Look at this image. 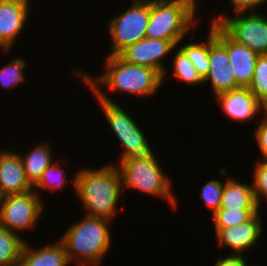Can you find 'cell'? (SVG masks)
<instances>
[{
    "instance_id": "cell-10",
    "label": "cell",
    "mask_w": 267,
    "mask_h": 266,
    "mask_svg": "<svg viewBox=\"0 0 267 266\" xmlns=\"http://www.w3.org/2000/svg\"><path fill=\"white\" fill-rule=\"evenodd\" d=\"M209 25V70L203 83L210 81L215 97L241 87L236 83L233 69L229 66L226 47L216 38V24L210 22Z\"/></svg>"
},
{
    "instance_id": "cell-6",
    "label": "cell",
    "mask_w": 267,
    "mask_h": 266,
    "mask_svg": "<svg viewBox=\"0 0 267 266\" xmlns=\"http://www.w3.org/2000/svg\"><path fill=\"white\" fill-rule=\"evenodd\" d=\"M92 96L97 99L102 113L111 131L115 134L117 142L121 143L123 152L119 155L118 162L125 161L130 158L144 157L151 154L153 149L149 144L147 136L143 129L140 128L138 122L130 115V112L116 103L107 91L90 90Z\"/></svg>"
},
{
    "instance_id": "cell-2",
    "label": "cell",
    "mask_w": 267,
    "mask_h": 266,
    "mask_svg": "<svg viewBox=\"0 0 267 266\" xmlns=\"http://www.w3.org/2000/svg\"><path fill=\"white\" fill-rule=\"evenodd\" d=\"M78 170L74 176V191L85 215L112 221L124 193L117 166L108 162L98 169L85 166Z\"/></svg>"
},
{
    "instance_id": "cell-13",
    "label": "cell",
    "mask_w": 267,
    "mask_h": 266,
    "mask_svg": "<svg viewBox=\"0 0 267 266\" xmlns=\"http://www.w3.org/2000/svg\"><path fill=\"white\" fill-rule=\"evenodd\" d=\"M259 211L243 224L232 225L222 229H215L218 247H229L231 255H244L250 248L256 246L263 234L262 215Z\"/></svg>"
},
{
    "instance_id": "cell-9",
    "label": "cell",
    "mask_w": 267,
    "mask_h": 266,
    "mask_svg": "<svg viewBox=\"0 0 267 266\" xmlns=\"http://www.w3.org/2000/svg\"><path fill=\"white\" fill-rule=\"evenodd\" d=\"M44 203L34 189L0 197V225L21 237L23 232L37 227Z\"/></svg>"
},
{
    "instance_id": "cell-31",
    "label": "cell",
    "mask_w": 267,
    "mask_h": 266,
    "mask_svg": "<svg viewBox=\"0 0 267 266\" xmlns=\"http://www.w3.org/2000/svg\"><path fill=\"white\" fill-rule=\"evenodd\" d=\"M214 266H252L253 264H248V260L244 255H225L220 256L215 260Z\"/></svg>"
},
{
    "instance_id": "cell-7",
    "label": "cell",
    "mask_w": 267,
    "mask_h": 266,
    "mask_svg": "<svg viewBox=\"0 0 267 266\" xmlns=\"http://www.w3.org/2000/svg\"><path fill=\"white\" fill-rule=\"evenodd\" d=\"M128 6L108 20L107 29L110 34L111 50L109 55H118L127 46L146 38L150 16V0H132Z\"/></svg>"
},
{
    "instance_id": "cell-17",
    "label": "cell",
    "mask_w": 267,
    "mask_h": 266,
    "mask_svg": "<svg viewBox=\"0 0 267 266\" xmlns=\"http://www.w3.org/2000/svg\"><path fill=\"white\" fill-rule=\"evenodd\" d=\"M228 170L222 166L218 171V176L222 177L224 187L221 197L220 208L224 209H261L254 197L252 184L240 182L235 177L228 176ZM227 178H225V177Z\"/></svg>"
},
{
    "instance_id": "cell-12",
    "label": "cell",
    "mask_w": 267,
    "mask_h": 266,
    "mask_svg": "<svg viewBox=\"0 0 267 266\" xmlns=\"http://www.w3.org/2000/svg\"><path fill=\"white\" fill-rule=\"evenodd\" d=\"M30 0H0V50L7 53L14 47L17 38L32 10Z\"/></svg>"
},
{
    "instance_id": "cell-11",
    "label": "cell",
    "mask_w": 267,
    "mask_h": 266,
    "mask_svg": "<svg viewBox=\"0 0 267 266\" xmlns=\"http://www.w3.org/2000/svg\"><path fill=\"white\" fill-rule=\"evenodd\" d=\"M177 44L176 41L146 37L127 46L118 56L127 63L156 69L163 75V82H165L168 69L164 65L163 59L172 51L174 52Z\"/></svg>"
},
{
    "instance_id": "cell-16",
    "label": "cell",
    "mask_w": 267,
    "mask_h": 266,
    "mask_svg": "<svg viewBox=\"0 0 267 266\" xmlns=\"http://www.w3.org/2000/svg\"><path fill=\"white\" fill-rule=\"evenodd\" d=\"M33 189L26 178L19 152L0 150V197Z\"/></svg>"
},
{
    "instance_id": "cell-14",
    "label": "cell",
    "mask_w": 267,
    "mask_h": 266,
    "mask_svg": "<svg viewBox=\"0 0 267 266\" xmlns=\"http://www.w3.org/2000/svg\"><path fill=\"white\" fill-rule=\"evenodd\" d=\"M216 98V99H215ZM222 113L232 121L246 123L254 120L260 112L267 109L255 98L249 88H238L218 94L214 97Z\"/></svg>"
},
{
    "instance_id": "cell-27",
    "label": "cell",
    "mask_w": 267,
    "mask_h": 266,
    "mask_svg": "<svg viewBox=\"0 0 267 266\" xmlns=\"http://www.w3.org/2000/svg\"><path fill=\"white\" fill-rule=\"evenodd\" d=\"M255 163L251 184L255 200L261 208L263 201L267 203V160L256 159Z\"/></svg>"
},
{
    "instance_id": "cell-30",
    "label": "cell",
    "mask_w": 267,
    "mask_h": 266,
    "mask_svg": "<svg viewBox=\"0 0 267 266\" xmlns=\"http://www.w3.org/2000/svg\"><path fill=\"white\" fill-rule=\"evenodd\" d=\"M232 4L233 10L236 13H244V12H257V6L266 3L267 0H229ZM256 10H255V9Z\"/></svg>"
},
{
    "instance_id": "cell-8",
    "label": "cell",
    "mask_w": 267,
    "mask_h": 266,
    "mask_svg": "<svg viewBox=\"0 0 267 266\" xmlns=\"http://www.w3.org/2000/svg\"><path fill=\"white\" fill-rule=\"evenodd\" d=\"M213 16L217 24L232 40L259 55L267 54V17L258 12H244Z\"/></svg>"
},
{
    "instance_id": "cell-29",
    "label": "cell",
    "mask_w": 267,
    "mask_h": 266,
    "mask_svg": "<svg viewBox=\"0 0 267 266\" xmlns=\"http://www.w3.org/2000/svg\"><path fill=\"white\" fill-rule=\"evenodd\" d=\"M260 117L257 128L254 129V138L260 150L261 160H267V110Z\"/></svg>"
},
{
    "instance_id": "cell-3",
    "label": "cell",
    "mask_w": 267,
    "mask_h": 266,
    "mask_svg": "<svg viewBox=\"0 0 267 266\" xmlns=\"http://www.w3.org/2000/svg\"><path fill=\"white\" fill-rule=\"evenodd\" d=\"M109 225L111 220L87 215L70 225L59 240L71 265L74 261L78 264L76 266H99L103 263L112 244Z\"/></svg>"
},
{
    "instance_id": "cell-21",
    "label": "cell",
    "mask_w": 267,
    "mask_h": 266,
    "mask_svg": "<svg viewBox=\"0 0 267 266\" xmlns=\"http://www.w3.org/2000/svg\"><path fill=\"white\" fill-rule=\"evenodd\" d=\"M25 241L0 225V266H17Z\"/></svg>"
},
{
    "instance_id": "cell-19",
    "label": "cell",
    "mask_w": 267,
    "mask_h": 266,
    "mask_svg": "<svg viewBox=\"0 0 267 266\" xmlns=\"http://www.w3.org/2000/svg\"><path fill=\"white\" fill-rule=\"evenodd\" d=\"M36 145L24 155L20 152L26 178L32 186L38 182L42 172L55 161L52 145H49V141Z\"/></svg>"
},
{
    "instance_id": "cell-22",
    "label": "cell",
    "mask_w": 267,
    "mask_h": 266,
    "mask_svg": "<svg viewBox=\"0 0 267 266\" xmlns=\"http://www.w3.org/2000/svg\"><path fill=\"white\" fill-rule=\"evenodd\" d=\"M207 39L202 43L191 42L186 43L179 49L186 55V57L192 62L199 75L204 78L209 70V30H207Z\"/></svg>"
},
{
    "instance_id": "cell-28",
    "label": "cell",
    "mask_w": 267,
    "mask_h": 266,
    "mask_svg": "<svg viewBox=\"0 0 267 266\" xmlns=\"http://www.w3.org/2000/svg\"><path fill=\"white\" fill-rule=\"evenodd\" d=\"M224 182L220 179H211L201 187L200 198L203 200L213 215L219 208L223 192Z\"/></svg>"
},
{
    "instance_id": "cell-1",
    "label": "cell",
    "mask_w": 267,
    "mask_h": 266,
    "mask_svg": "<svg viewBox=\"0 0 267 266\" xmlns=\"http://www.w3.org/2000/svg\"><path fill=\"white\" fill-rule=\"evenodd\" d=\"M104 69L100 76L93 77L83 69H75L73 75L86 85L89 90L117 91L121 94H132L137 97L155 95L162 88L163 75L156 69L125 62L118 55L105 57ZM86 71V72H85ZM96 78V79H94Z\"/></svg>"
},
{
    "instance_id": "cell-20",
    "label": "cell",
    "mask_w": 267,
    "mask_h": 266,
    "mask_svg": "<svg viewBox=\"0 0 267 266\" xmlns=\"http://www.w3.org/2000/svg\"><path fill=\"white\" fill-rule=\"evenodd\" d=\"M59 162H52L41 174L38 182L33 186V189L37 195L41 196L40 190H49L48 192H59V190L66 187L67 184H72L74 189V178L69 182L68 177H66V170L63 165ZM65 169V170H64ZM42 188V189H41ZM38 190V191H37ZM40 193V194H39Z\"/></svg>"
},
{
    "instance_id": "cell-23",
    "label": "cell",
    "mask_w": 267,
    "mask_h": 266,
    "mask_svg": "<svg viewBox=\"0 0 267 266\" xmlns=\"http://www.w3.org/2000/svg\"><path fill=\"white\" fill-rule=\"evenodd\" d=\"M260 209H224L219 208L211 217L215 229L243 224L250 220Z\"/></svg>"
},
{
    "instance_id": "cell-25",
    "label": "cell",
    "mask_w": 267,
    "mask_h": 266,
    "mask_svg": "<svg viewBox=\"0 0 267 266\" xmlns=\"http://www.w3.org/2000/svg\"><path fill=\"white\" fill-rule=\"evenodd\" d=\"M173 56V71L174 76L179 81H183L187 85L194 86L198 84H204L203 78L199 75L192 62L186 57V55L179 49Z\"/></svg>"
},
{
    "instance_id": "cell-5",
    "label": "cell",
    "mask_w": 267,
    "mask_h": 266,
    "mask_svg": "<svg viewBox=\"0 0 267 266\" xmlns=\"http://www.w3.org/2000/svg\"><path fill=\"white\" fill-rule=\"evenodd\" d=\"M197 0H150L146 37L182 41L199 23Z\"/></svg>"
},
{
    "instance_id": "cell-18",
    "label": "cell",
    "mask_w": 267,
    "mask_h": 266,
    "mask_svg": "<svg viewBox=\"0 0 267 266\" xmlns=\"http://www.w3.org/2000/svg\"><path fill=\"white\" fill-rule=\"evenodd\" d=\"M65 247L58 239L57 242L34 247L26 240L21 250L17 266H70Z\"/></svg>"
},
{
    "instance_id": "cell-26",
    "label": "cell",
    "mask_w": 267,
    "mask_h": 266,
    "mask_svg": "<svg viewBox=\"0 0 267 266\" xmlns=\"http://www.w3.org/2000/svg\"><path fill=\"white\" fill-rule=\"evenodd\" d=\"M255 98L267 109V54L259 55L248 87Z\"/></svg>"
},
{
    "instance_id": "cell-4",
    "label": "cell",
    "mask_w": 267,
    "mask_h": 266,
    "mask_svg": "<svg viewBox=\"0 0 267 266\" xmlns=\"http://www.w3.org/2000/svg\"><path fill=\"white\" fill-rule=\"evenodd\" d=\"M111 162L117 166L120 172L123 190L139 191L146 195L155 196L161 200H167L170 209H179L178 198L173 193L174 183L171 177L164 173L155 152L144 156L130 158L122 162ZM173 184V185H172Z\"/></svg>"
},
{
    "instance_id": "cell-15",
    "label": "cell",
    "mask_w": 267,
    "mask_h": 266,
    "mask_svg": "<svg viewBox=\"0 0 267 266\" xmlns=\"http://www.w3.org/2000/svg\"><path fill=\"white\" fill-rule=\"evenodd\" d=\"M216 38L226 47L229 66L233 69L236 83L242 88H248L259 54L236 43L217 24Z\"/></svg>"
},
{
    "instance_id": "cell-24",
    "label": "cell",
    "mask_w": 267,
    "mask_h": 266,
    "mask_svg": "<svg viewBox=\"0 0 267 266\" xmlns=\"http://www.w3.org/2000/svg\"><path fill=\"white\" fill-rule=\"evenodd\" d=\"M27 61L21 57L11 59L8 64L0 68V86L6 89H12L25 83Z\"/></svg>"
}]
</instances>
